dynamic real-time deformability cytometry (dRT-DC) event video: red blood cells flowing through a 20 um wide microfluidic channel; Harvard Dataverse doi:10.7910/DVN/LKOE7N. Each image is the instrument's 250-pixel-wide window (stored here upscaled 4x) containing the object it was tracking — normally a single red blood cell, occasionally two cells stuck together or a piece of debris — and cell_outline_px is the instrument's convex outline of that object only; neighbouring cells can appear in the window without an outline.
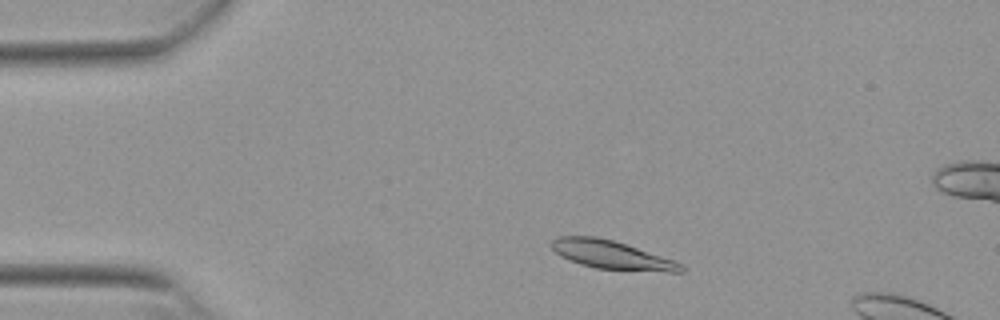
{"species": "Egyptian fruit bat (a non-hibernating species)", "species_latin": "Rousettus aegyptiacus", "temperature_condition": "warm", "stored_images_in_passage": 11, "camera_frame_rate_fps": 3000, "um_per_image_px": 0.085, "animal": {"sex": "female"}, "frame": {"image": 1, "passage_image": 5, "time_ms": 1.333, "image_size_px": [1000, 320], "cell_outline_px": [[684, 272], [668, 272], [596, 268], [580, 264], [560, 256], [552, 248], [552, 240], [556, 236], [596, 236], [612, 240], [672, 260], [680, 264], [684, 268]], "centroid_in_image_um": [51.93, 21.66], "position_along_channel_um": 33.1, "area_um2": 20.98}}